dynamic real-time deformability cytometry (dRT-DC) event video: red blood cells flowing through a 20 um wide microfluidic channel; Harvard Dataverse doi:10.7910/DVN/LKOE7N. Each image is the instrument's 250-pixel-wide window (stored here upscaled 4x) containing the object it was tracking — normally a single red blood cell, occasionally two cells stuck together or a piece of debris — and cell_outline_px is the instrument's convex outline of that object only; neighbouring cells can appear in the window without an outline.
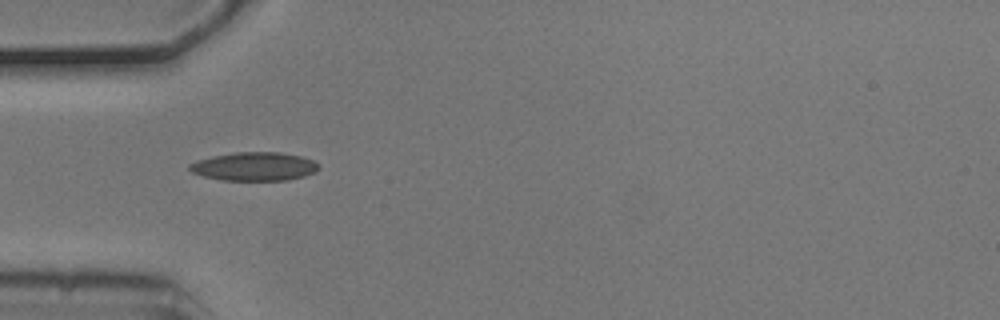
{"species": "common noctule bat (a hibernating species)", "species_latin": "Nyctalus noctula", "temperature_condition": "cold", "stored_images_in_passage": 6, "camera_frame_rate_fps": 3000, "um_per_image_px": 0.085, "animal": {"sex": "male", "body_mass_g": 20.5, "forearm_length_mm": 52.5}, "frame": {"image": 1, "passage_image": 4, "time_ms": 1.0, "image_size_px": [1000, 320], "cell_outline_px": [[320, 168], [316, 172], [304, 176], [288, 180], [220, 180], [204, 176], [192, 172], [188, 168], [188, 164], [196, 160], [212, 156], [236, 152], [280, 152], [300, 156], [312, 160], [320, 164]], "centroid_in_image_um": [21.62, 14.15], "position_along_channel_um": 63.4, "area_um2": 21.62}}
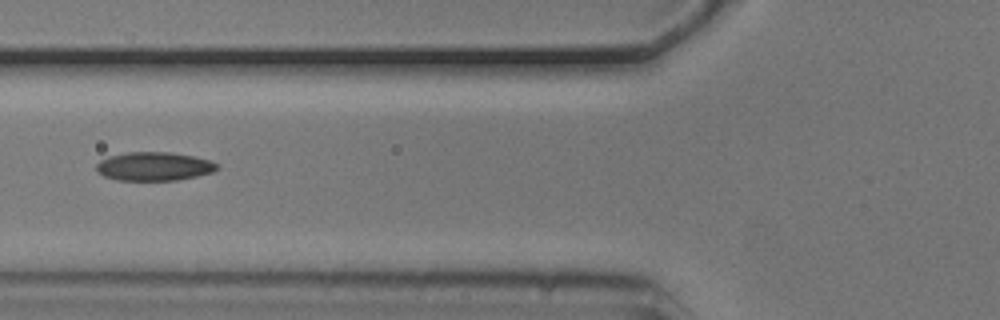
{"frame": {"image": 2, "passage_image": 5, "time_ms": 1.333, "image_size_px": [1000, 320], "cell_outline_px": [[220, 168], [212, 172], [196, 176], [176, 180], [116, 180], [104, 176], [96, 172], [96, 164], [100, 160], [108, 156], [128, 152], [172, 152], [196, 156], [220, 164]], "centroid_in_image_um": [13.1, 14.13], "position_along_channel_um": 112.7, "area_um2": 20.35}}
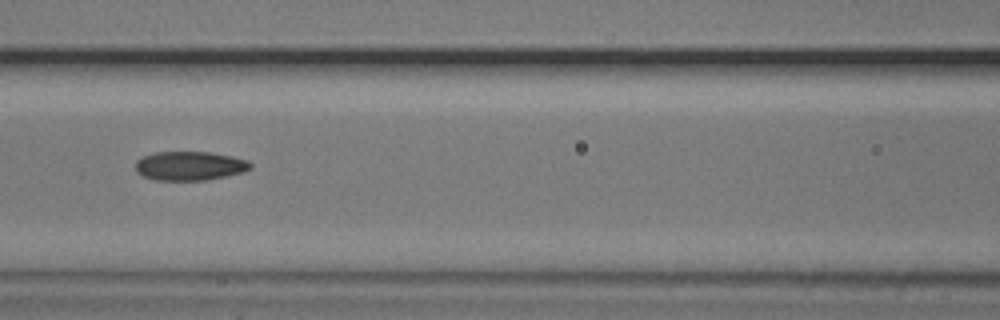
{"frame": {"image": 3, "passage_image": 6, "time_ms": 1.667, "image_size_px": [1000, 320], "cell_outline_px": [[252, 168], [244, 172], [204, 180], [156, 180], [144, 176], [136, 172], [136, 160], [144, 156], [156, 152], [208, 152], [232, 156], [248, 160], [252, 164]], "centroid_in_image_um": [16.14, 14.09], "position_along_channel_um": 150.5, "area_um2": 19.36}}